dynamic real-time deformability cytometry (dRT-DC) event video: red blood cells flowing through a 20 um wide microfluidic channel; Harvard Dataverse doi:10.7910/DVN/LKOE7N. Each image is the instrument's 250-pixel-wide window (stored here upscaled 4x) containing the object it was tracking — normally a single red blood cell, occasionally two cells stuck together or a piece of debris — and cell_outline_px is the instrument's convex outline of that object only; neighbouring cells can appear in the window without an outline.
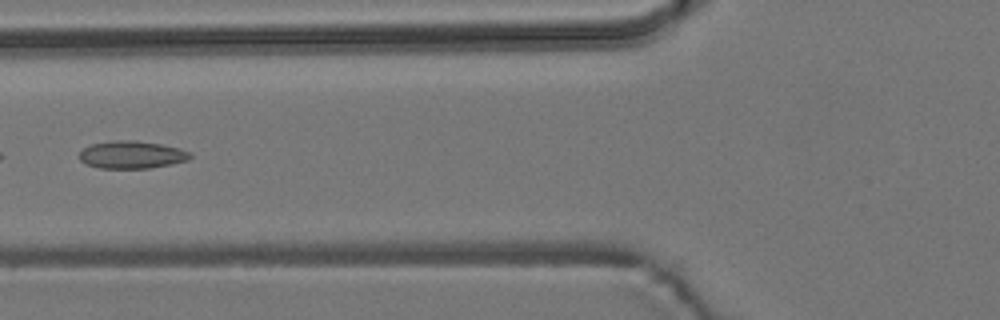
{"species": "common noctule bat (a hibernating species)", "species_latin": "Nyctalus noctula", "temperature_condition": "room temperature", "stored_images_in_passage": 3, "camera_frame_rate_fps": 3000, "um_per_image_px": 0.085, "animal": {"sex": "male", "body_mass_g": 19.2, "forearm_length_mm": 51.8}, "frame": {"image": 1, "passage_image": 2, "time_ms": 1.333, "image_size_px": [1000, 320], "cell_outline_px": [[192, 156], [188, 160], [172, 164], [148, 168], [100, 168], [84, 164], [80, 160], [80, 152], [84, 148], [92, 144], [116, 140], [136, 140], [160, 144], [180, 148], [192, 152]], "centroid_in_image_um": [11.22, 13.15], "position_along_channel_um": 114.6, "area_um2": 17.86}}
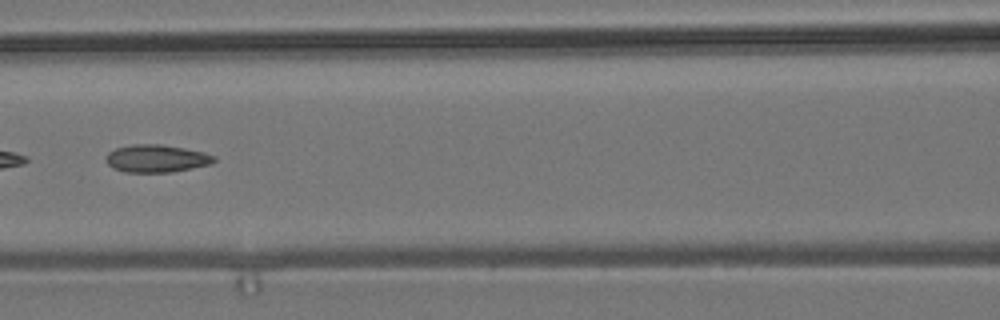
{"frame": {"image": 2, "passage_image": 3, "time_ms": 2.333, "image_size_px": [1000, 320], "cell_outline_px": [[216, 160], [212, 164], [172, 172], [124, 172], [112, 168], [104, 160], [108, 152], [116, 148], [132, 144], [160, 144], [184, 148], [204, 152], [216, 156]], "centroid_in_image_um": [13.29, 13.47], "position_along_channel_um": 153.3, "area_um2": 17.57}}